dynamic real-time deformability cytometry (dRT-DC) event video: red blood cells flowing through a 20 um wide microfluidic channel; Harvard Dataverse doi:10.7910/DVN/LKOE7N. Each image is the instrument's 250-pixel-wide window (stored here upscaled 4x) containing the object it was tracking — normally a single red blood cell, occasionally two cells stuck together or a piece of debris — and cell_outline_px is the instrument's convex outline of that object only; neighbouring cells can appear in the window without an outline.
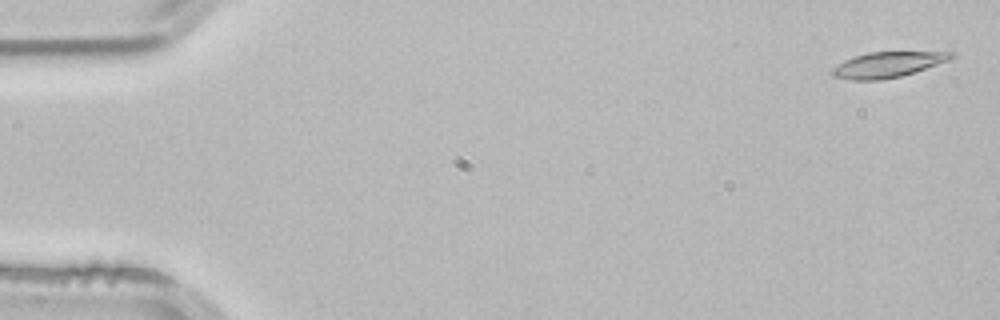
{"species": "common noctule bat (a hibernating species)", "species_latin": "Nyctalus noctula", "temperature_condition": "room temperature", "stored_images_in_passage": 4, "camera_frame_rate_fps": 3000, "um_per_image_px": 0.085, "animal": {"sex": "male", "body_mass_g": 21.5, "forearm_length_mm": 52.0}, "frame": {"image": 1, "passage_image": 1, "time_ms": 0.0, "image_size_px": [1000, 320], "cell_outline_px": [[956, 56], [948, 60], [900, 76], [880, 80], [852, 80], [832, 76], [832, 68], [844, 60], [868, 52], [952, 52]], "centroid_in_image_um": [75.4, 5.49], "position_along_channel_um": 9.6, "area_um2": 17.28}}
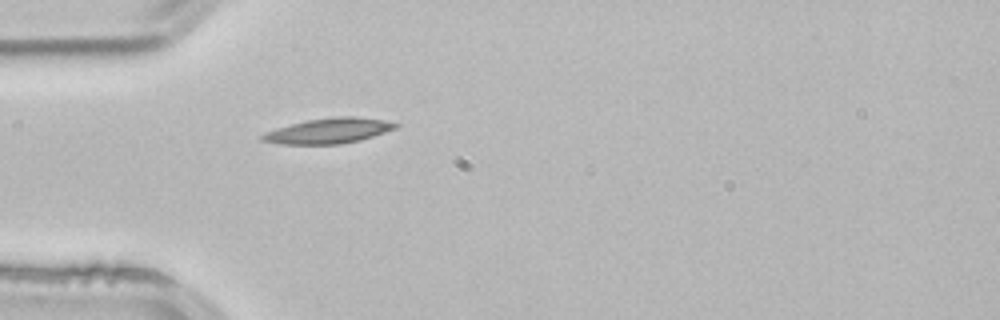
{"frame": {"image": 2, "passage_image": 4, "time_ms": 1.0, "image_size_px": [1000, 320], "cell_outline_px": [[400, 124], [396, 128], [360, 140], [340, 144], [280, 144], [260, 140], [260, 136], [264, 132], [276, 128], [308, 120], [336, 116], [356, 116], [384, 120]], "centroid_in_image_um": [27.92, 11.12], "position_along_channel_um": 57.1, "area_um2": 19.54}}